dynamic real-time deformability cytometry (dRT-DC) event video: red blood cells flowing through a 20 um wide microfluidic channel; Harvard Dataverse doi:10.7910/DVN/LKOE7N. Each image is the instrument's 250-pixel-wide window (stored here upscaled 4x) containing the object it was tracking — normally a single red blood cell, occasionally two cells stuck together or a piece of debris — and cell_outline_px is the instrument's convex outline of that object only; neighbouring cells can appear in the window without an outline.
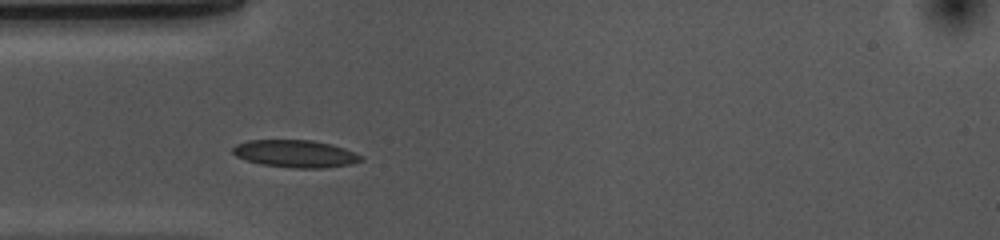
{"species": "common noctule bat (a hibernating species)", "species_latin": "Nyctalus noctula", "temperature_condition": "cold", "stored_images_in_passage": 45, "camera_frame_rate_fps": 3000, "um_per_image_px": 0.085, "animal": {"sex": "female", "body_mass_g": 10.0, "forearm_length_mm": 53.1}, "frame": {"image": 1, "passage_image": 9, "time_ms": 2.667, "image_size_px": [1000, 240], "cell_outline_px": [[364, 160], [352, 164], [324, 168], [292, 168], [260, 164], [236, 156], [232, 152], [232, 148], [236, 144], [248, 140], [312, 140], [332, 144], [356, 152], [364, 156]], "centroid_in_image_um": [25.16, 13.06], "position_along_channel_um": 59.8, "area_um2": 20.69}}
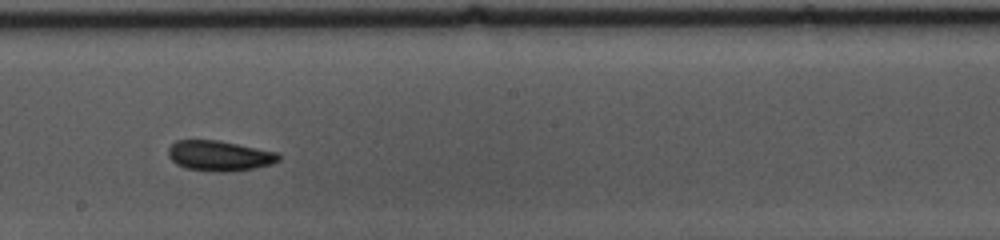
{"frame": {"image": 2, "passage_image": 23, "time_ms": 7.333, "image_size_px": [1000, 240], "cell_outline_px": [[280, 160], [272, 164], [256, 168], [228, 172], [216, 172], [184, 168], [176, 164], [168, 156], [168, 148], [176, 140], [216, 140], [276, 152], [280, 156]], "centroid_in_image_um": [18.62, 13.25], "position_along_channel_um": 229.6, "area_um2": 19.48}}
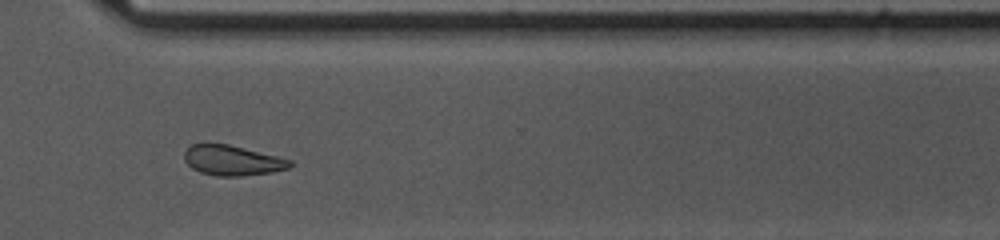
{"frame": {"image": 3, "passage_image": 33, "time_ms": 10.667, "image_size_px": [1000, 240], "cell_outline_px": [[292, 164], [288, 168], [272, 172], [240, 176], [216, 176], [200, 172], [192, 168], [184, 160], [184, 152], [192, 144], [228, 144], [292, 160]], "centroid_in_image_um": [19.73, 13.64], "position_along_channel_um": 350.9, "area_um2": 18.32}, "authors_computed_cell_mechanics": {"area_um2": 19.941, "velocity_mm_per_s": 3.6414, "shape_relaxation_time_tau1_ms": 4.8019, "shape_relaxation_time_tau2_ms": 3.0079, "deformation_change_tau1": 0.092, "deformation_change_tau2": 0.0719}}